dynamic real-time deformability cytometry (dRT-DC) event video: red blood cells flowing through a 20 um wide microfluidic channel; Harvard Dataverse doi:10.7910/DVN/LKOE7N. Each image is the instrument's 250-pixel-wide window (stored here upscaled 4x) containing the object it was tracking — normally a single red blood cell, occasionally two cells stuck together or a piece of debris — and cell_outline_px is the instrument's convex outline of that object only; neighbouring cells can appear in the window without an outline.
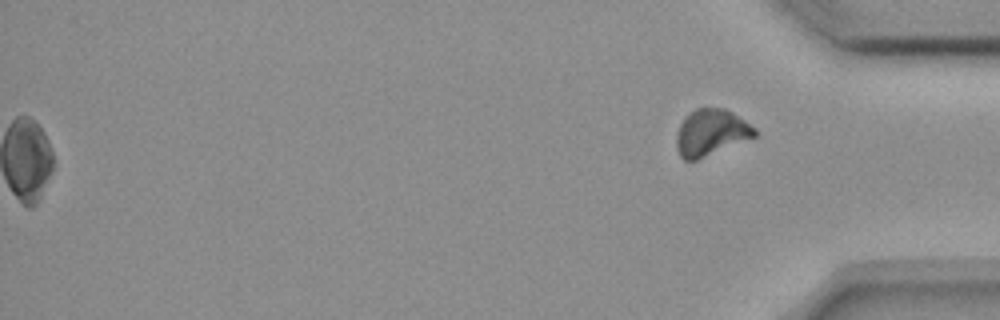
{"species": "common noctule bat (a hibernating species)", "species_latin": "Nyctalus noctula", "temperature_condition": "room temperature", "stored_images_in_passage": 12, "camera_frame_rate_fps": 3000, "um_per_image_px": 0.085, "animal": {"sex": "female", "body_mass_g": 18.4}, "frame": {"image": 1, "passage_image": 12, "time_ms": 3.667, "image_size_px": [1000, 320], "cell_outline_px": [[756, 136], [696, 160], [684, 160], [680, 156], [676, 148], [676, 136], [680, 124], [696, 108], [724, 108], [732, 112], [756, 128]], "centroid_in_image_um": [60.43, 11.27], "position_along_channel_um": 374.8, "area_um2": 20.81}}